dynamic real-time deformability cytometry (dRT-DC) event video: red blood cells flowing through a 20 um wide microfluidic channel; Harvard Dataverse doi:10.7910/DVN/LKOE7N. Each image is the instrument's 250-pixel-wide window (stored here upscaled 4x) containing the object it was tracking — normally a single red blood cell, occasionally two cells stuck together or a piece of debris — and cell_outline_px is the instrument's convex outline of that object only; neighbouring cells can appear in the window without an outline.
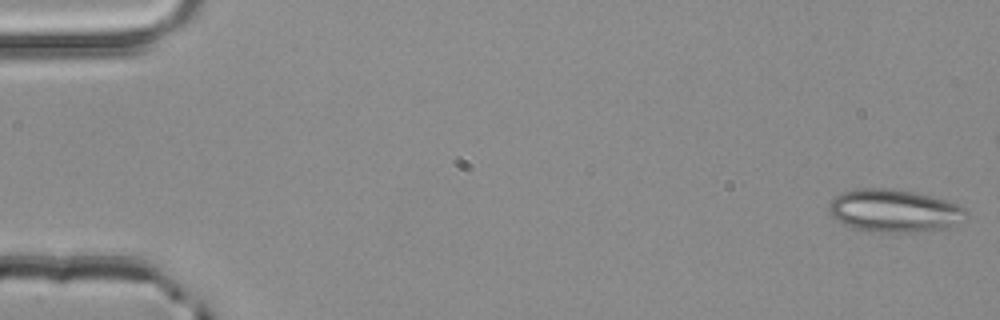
{"species": "common noctule bat (a hibernating species)", "species_latin": "Nyctalus noctula", "temperature_condition": "room temperature", "stored_images_in_passage": 47, "camera_frame_rate_fps": 3000, "um_per_image_px": 0.085, "animal": {"sex": "male", "body_mass_g": 20.4}, "frame": {"image": 1, "passage_image": 1, "time_ms": 0.0, "image_size_px": [1000, 320], "cell_outline_px": [[968, 212], [956, 224], [948, 228], [916, 232], [868, 232], [852, 228], [836, 220], [828, 212], [828, 208], [832, 200], [836, 196], [844, 192], [856, 188], [888, 188], [912, 192], [932, 196], [948, 200], [964, 208]], "centroid_in_image_um": [75.98, 17.92], "position_along_channel_um": 9.0, "area_um2": 34.28}}
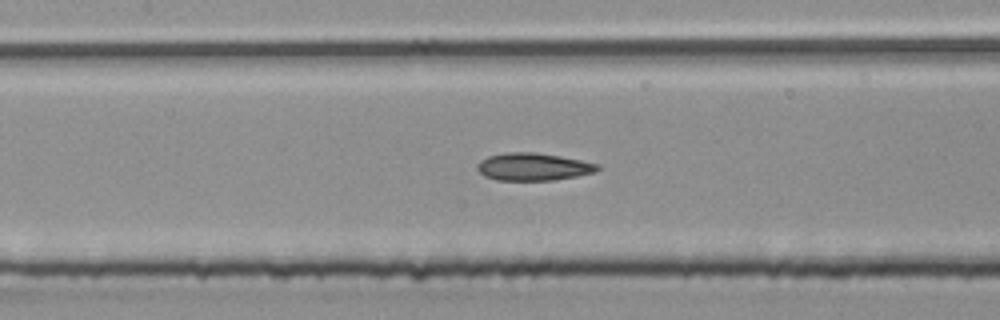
{"frame": {"image": 2, "passage_image": 24, "time_ms": 7.667, "image_size_px": [1000, 320], "cell_outline_px": [[600, 168], [596, 172], [576, 176], [552, 180], [496, 180], [484, 176], [476, 168], [476, 164], [480, 160], [488, 156], [508, 152], [532, 152], [560, 156], [600, 164]], "centroid_in_image_um": [45.31, 14.17], "position_along_channel_um": 162.1, "area_um2": 19.31}}
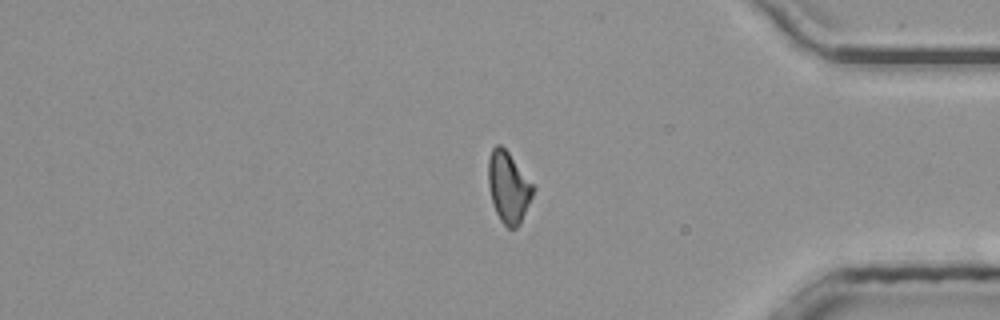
{"frame": {"image": 3, "passage_image": 43, "time_ms": 14.0, "image_size_px": [1000, 320], "cell_outline_px": [[536, 188], [520, 224], [516, 228], [508, 228], [500, 220], [492, 204], [488, 184], [488, 160], [492, 148], [496, 144], [500, 144], [508, 152]], "centroid_in_image_um": [43.21, 15.92], "position_along_channel_um": 392.0, "area_um2": 18.55}, "authors_computed_cell_mechanics": {"area_um2": 19.4786, "velocity_mm_per_s": 4.0224, "shape_relaxation_time_tau1_ms": null, "shape_relaxation_time_tau2_ms": 3.3122, "deformation_change_tau1": null, "deformation_change_tau2": 0.1128}}